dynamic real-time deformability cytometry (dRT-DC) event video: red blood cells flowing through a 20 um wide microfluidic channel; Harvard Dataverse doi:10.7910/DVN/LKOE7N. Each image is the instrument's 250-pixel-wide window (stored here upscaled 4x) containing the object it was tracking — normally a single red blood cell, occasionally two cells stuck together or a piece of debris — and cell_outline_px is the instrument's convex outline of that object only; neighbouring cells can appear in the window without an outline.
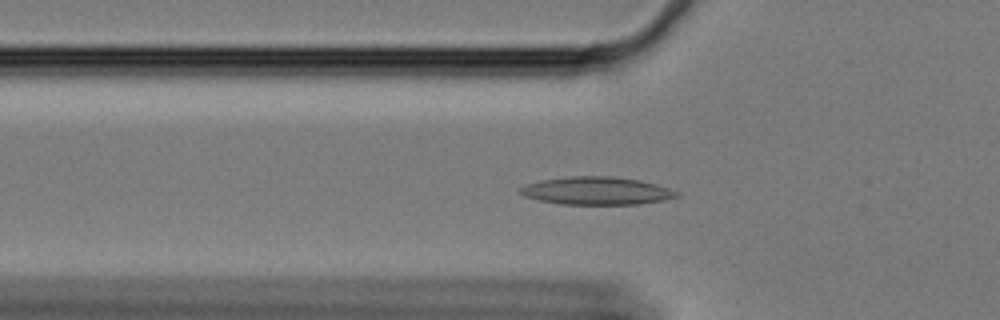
{"species": "Egyptian fruit bat (a non-hibernating species)", "species_latin": "Rousettus aegyptiacus", "temperature_condition": "cold", "stored_images_in_passage": 56, "camera_frame_rate_fps": 3000, "um_per_image_px": 0.085, "animal": {"sex": "female"}, "frame": {"image": 1, "passage_image": 16, "time_ms": 5.0, "image_size_px": [1000, 320], "cell_outline_px": [[680, 196], [664, 200], [640, 204], [560, 204], [540, 200], [524, 196], [516, 192], [520, 188], [528, 184], [540, 180], [572, 176], [612, 176], [640, 180], [656, 184], [680, 192]], "centroid_in_image_um": [50.72, 16.22], "position_along_channel_um": 75.1, "area_um2": 25.43}}
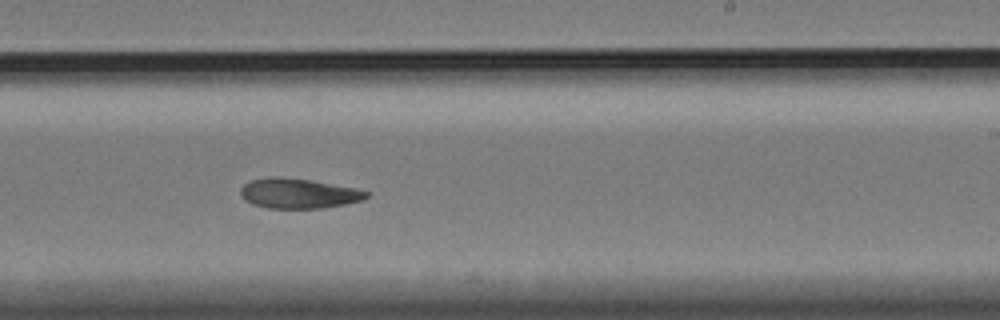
{"frame": {"image": 2, "passage_image": 33, "time_ms": 10.667, "image_size_px": [1000, 320], "cell_outline_px": [[368, 196], [360, 200], [344, 204], [324, 208], [268, 208], [252, 204], [244, 200], [240, 196], [240, 188], [244, 184], [252, 180], [268, 176], [272, 176], [312, 180], [352, 188], [368, 192]], "centroid_in_image_um": [25.28, 16.44], "position_along_channel_um": 263.7, "area_um2": 21.79}}
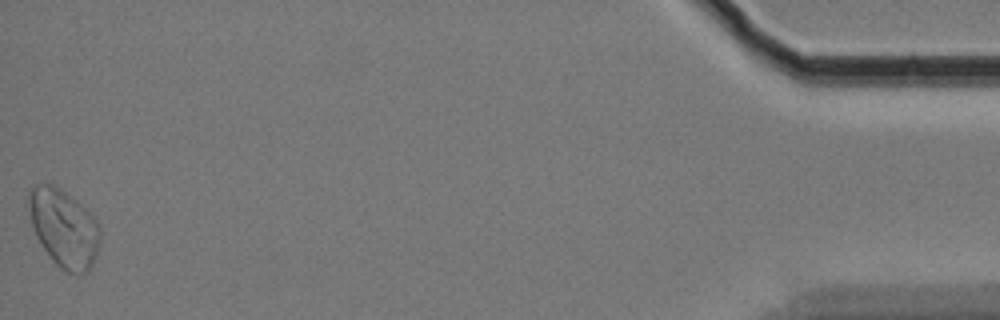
{"frame": {"image": 3, "passage_image": 56, "time_ms": 18.333, "image_size_px": [1000, 320], "cell_outline_px": [[100, 244], [96, 256], [88, 272], [64, 272], [52, 260], [36, 236], [32, 224], [28, 208], [28, 192], [36, 184], [56, 184], [80, 204], [100, 224]], "centroid_in_image_um": [5.43, 19.38], "position_along_channel_um": 429.8, "area_um2": 32.25}}